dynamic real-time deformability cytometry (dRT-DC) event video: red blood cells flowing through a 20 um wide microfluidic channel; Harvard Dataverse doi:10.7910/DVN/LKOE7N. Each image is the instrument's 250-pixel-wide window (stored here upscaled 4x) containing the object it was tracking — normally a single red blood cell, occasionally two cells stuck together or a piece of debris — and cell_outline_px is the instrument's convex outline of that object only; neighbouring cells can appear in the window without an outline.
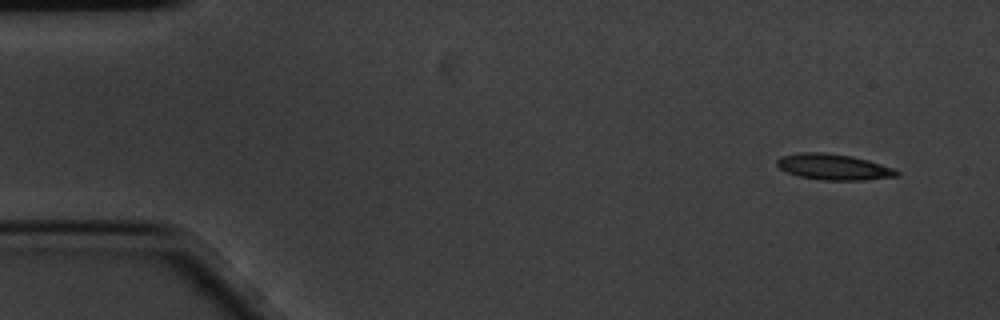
{"species": "common noctule bat (a hibernating species)", "species_latin": "Nyctalus noctula", "temperature_condition": "cold", "stored_images_in_passage": 5, "camera_frame_rate_fps": 3000, "um_per_image_px": 0.085, "animal": {"sex": "male", "body_mass_g": 20.1, "forearm_length_mm": 53.5}, "frame": {"image": 1, "passage_image": 1, "time_ms": 0.0, "image_size_px": [1000, 320], "cell_outline_px": [[900, 172], [896, 176], [864, 180], [820, 180], [800, 176], [788, 172], [780, 168], [776, 164], [776, 160], [780, 156], [800, 152], [824, 152], [852, 156], [868, 160], [892, 168]], "centroid_in_image_um": [70.82, 14.18], "position_along_channel_um": 14.2, "area_um2": 17.98}}
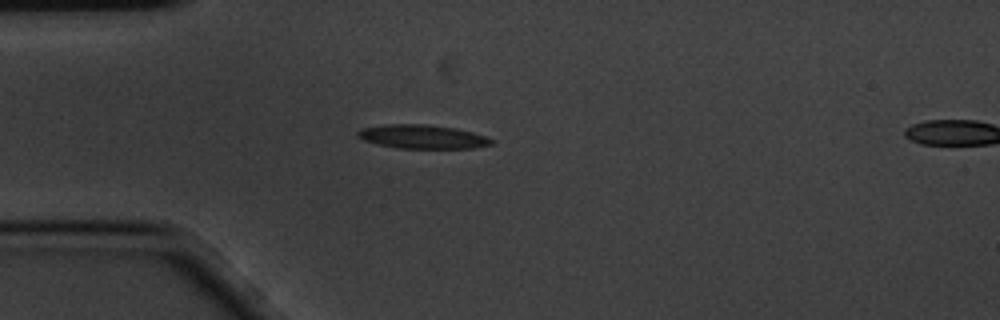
{"frame": {"image": 2, "passage_image": 4, "time_ms": 1.0, "image_size_px": [1000, 320], "cell_outline_px": [[492, 144], [472, 148], [396, 148], [364, 140], [356, 136], [356, 132], [360, 128], [384, 124], [424, 124], [456, 128], [488, 136], [492, 140]], "centroid_in_image_um": [35.88, 11.61], "position_along_channel_um": 49.1, "area_um2": 18.55}}